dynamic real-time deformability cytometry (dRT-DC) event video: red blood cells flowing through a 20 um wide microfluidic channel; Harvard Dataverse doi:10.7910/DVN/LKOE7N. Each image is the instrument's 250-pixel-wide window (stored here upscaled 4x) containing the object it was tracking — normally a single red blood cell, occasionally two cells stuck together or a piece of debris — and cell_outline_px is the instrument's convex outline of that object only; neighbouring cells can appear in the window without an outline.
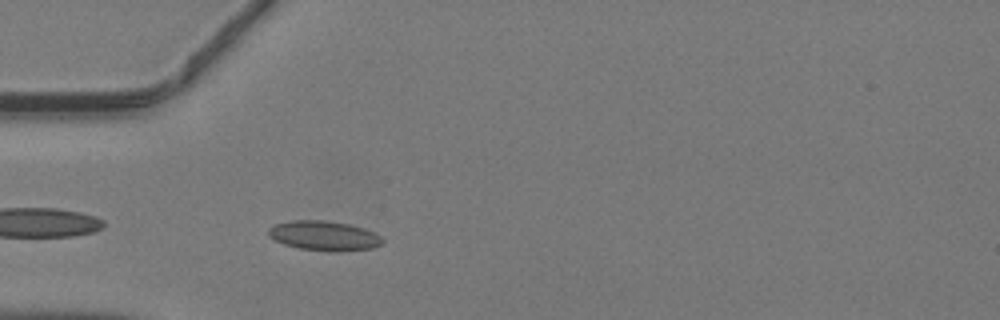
{"species": "common noctule bat (a hibernating species)", "species_latin": "Nyctalus noctula", "temperature_condition": "warm", "stored_images_in_passage": 33, "camera_frame_rate_fps": 3000, "um_per_image_px": 0.085, "animal": {"sex": "male", "body_mass_g": 19.2, "forearm_length_mm": 51.8}, "frame": {"image": 1, "passage_image": 2, "time_ms": 0.333, "image_size_px": [1000, 320], "cell_outline_px": [[384, 244], [372, 248], [336, 252], [332, 252], [300, 248], [284, 244], [272, 240], [268, 236], [268, 228], [276, 224], [292, 220], [324, 220], [348, 224], [364, 228], [380, 236], [384, 240]], "centroid_in_image_um": [27.54, 20.04], "position_along_channel_um": 57.5, "area_um2": 19.83}}
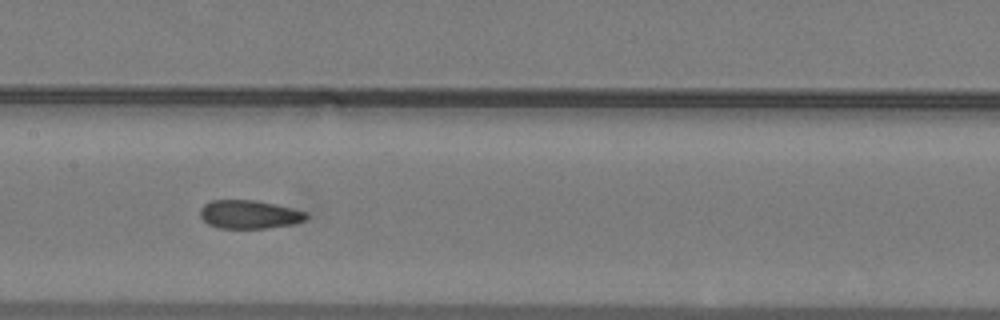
{"frame": {"image": 2, "passage_image": 11, "time_ms": 3.333, "image_size_px": [1000, 320], "cell_outline_px": [[308, 220], [296, 224], [268, 228], [216, 228], [208, 224], [200, 216], [200, 208], [204, 204], [212, 200], [256, 200], [276, 204], [308, 212]], "centroid_in_image_um": [21.23, 18.23], "position_along_channel_um": 186.2, "area_um2": 17.92}}
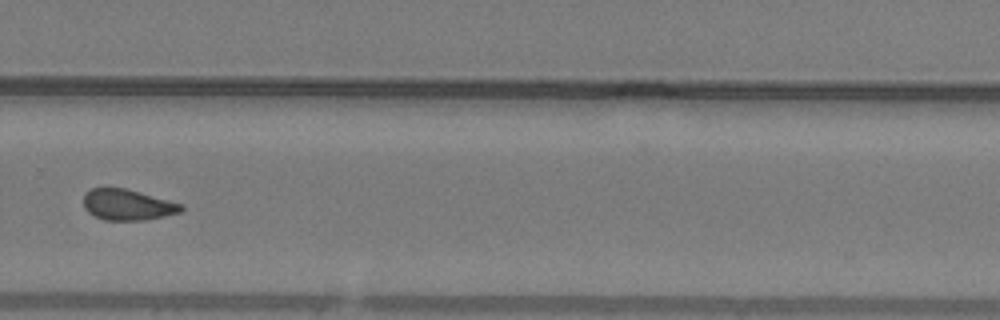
{"frame": {"image": 3, "passage_image": 20, "time_ms": 6.333, "image_size_px": [1000, 320], "cell_outline_px": [[184, 208], [180, 212], [164, 216], [144, 220], [104, 220], [88, 212], [84, 208], [84, 192], [92, 188], [124, 188], [184, 204]], "centroid_in_image_um": [10.84, 17.4], "position_along_channel_um": 319.0, "area_um2": 17.51}}